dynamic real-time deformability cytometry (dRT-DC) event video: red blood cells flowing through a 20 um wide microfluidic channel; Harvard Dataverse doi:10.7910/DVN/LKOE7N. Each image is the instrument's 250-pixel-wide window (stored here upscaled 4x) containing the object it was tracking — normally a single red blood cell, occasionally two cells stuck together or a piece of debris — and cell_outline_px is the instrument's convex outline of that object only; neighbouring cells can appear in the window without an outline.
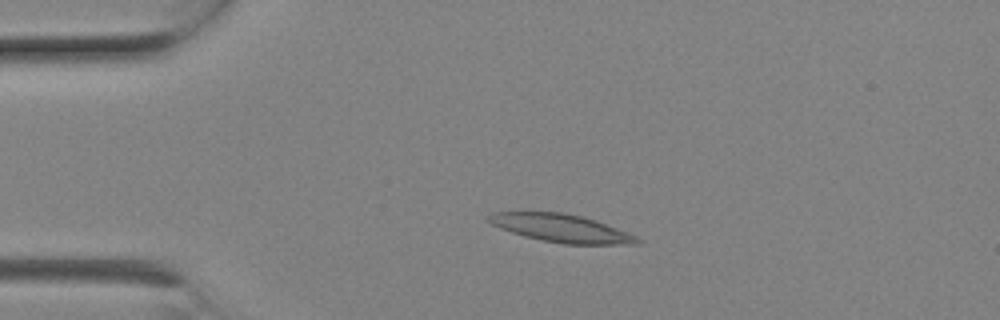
{"species": "Egyptian fruit bat (a non-hibernating species)", "species_latin": "Rousettus aegyptiacus", "temperature_condition": "room temperature", "stored_images_in_passage": 8, "camera_frame_rate_fps": 3000, "um_per_image_px": 0.085, "animal": {"sex": "female"}, "frame": {"image": 1, "passage_image": 4, "time_ms": 1.0, "image_size_px": [1000, 320], "cell_outline_px": [[644, 240], [640, 244], [564, 244], [524, 236], [500, 228], [492, 224], [488, 220], [488, 216], [492, 212], [564, 212], [584, 216], [596, 220], [636, 236]], "centroid_in_image_um": [47.74, 19.39], "position_along_channel_um": 37.3, "area_um2": 24.1}}
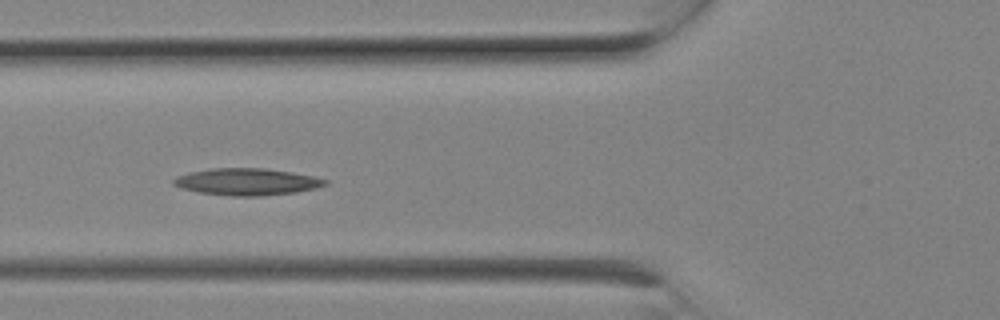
{"frame": {"image": 2, "passage_image": 7, "time_ms": 2.0, "image_size_px": [1000, 320], "cell_outline_px": [[328, 184], [316, 188], [296, 192], [260, 196], [232, 196], [200, 192], [184, 188], [172, 184], [172, 180], [176, 176], [188, 172], [212, 168], [264, 168], [292, 172], [312, 176], [328, 180]], "centroid_in_image_um": [20.99, 15.44], "position_along_channel_um": 104.8, "area_um2": 23.7}}
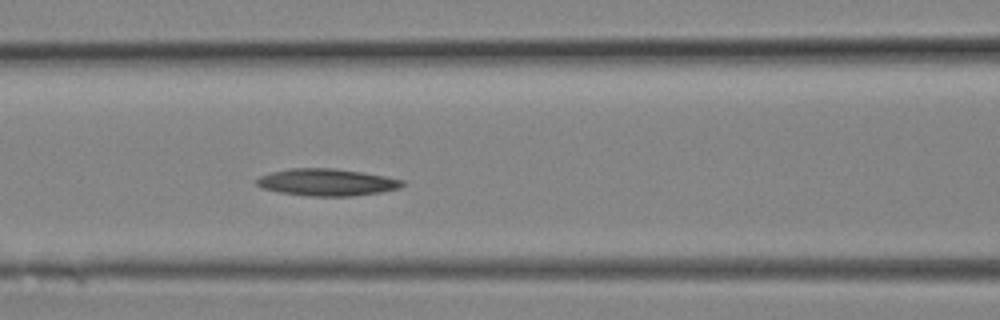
{"frame": {"image": 3, "passage_image": 8, "time_ms": 2.333, "image_size_px": [1000, 320], "cell_outline_px": [[408, 184], [400, 188], [380, 192], [352, 196], [312, 196], [280, 192], [260, 188], [256, 184], [256, 180], [260, 176], [272, 172], [288, 168], [336, 168], [384, 176], [404, 180]], "centroid_in_image_um": [27.79, 15.49], "position_along_channel_um": 138.8, "area_um2": 23.0}}